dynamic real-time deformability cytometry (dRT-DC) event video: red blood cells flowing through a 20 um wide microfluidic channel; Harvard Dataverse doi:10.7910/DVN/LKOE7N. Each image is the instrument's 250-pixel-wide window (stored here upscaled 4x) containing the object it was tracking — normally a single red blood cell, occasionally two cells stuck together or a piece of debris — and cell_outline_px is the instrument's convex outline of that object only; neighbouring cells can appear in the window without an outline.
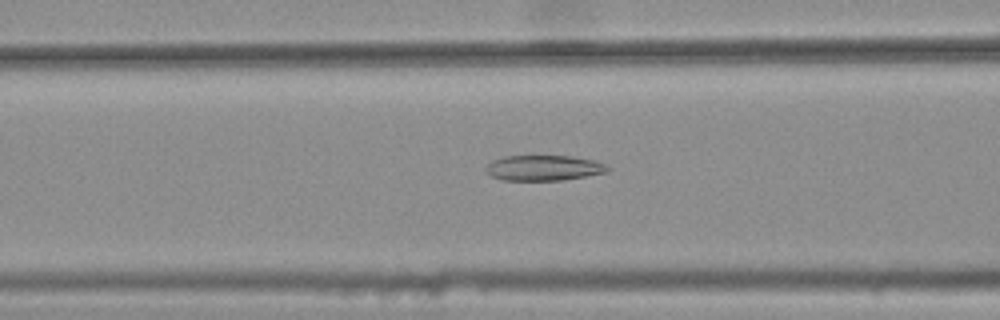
{"species": "common noctule bat (a hibernating species)", "species_latin": "Nyctalus noctula", "temperature_condition": "warm", "stored_images_in_passage": 41, "camera_frame_rate_fps": 3000, "um_per_image_px": 0.085, "animal": {"sex": "female", "body_mass_g": 25.1}, "frame": {"image": 1, "passage_image": 16, "time_ms": 5.0, "image_size_px": [1000, 320], "cell_outline_px": [[612, 168], [608, 172], [564, 180], [500, 180], [492, 176], [484, 168], [492, 160], [504, 156], [572, 156], [596, 160]], "centroid_in_image_um": [46.25, 14.27], "position_along_channel_um": 120.4, "area_um2": 18.15}}
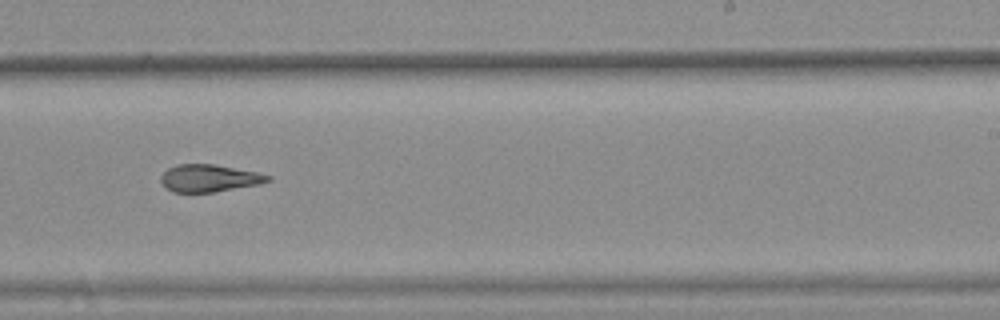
{"frame": {"image": 2, "passage_image": 28, "time_ms": 9.0, "image_size_px": [1000, 320], "cell_outline_px": [[272, 180], [260, 184], [212, 192], [172, 192], [160, 180], [160, 176], [168, 168], [176, 164], [212, 164], [256, 172], [272, 176]], "centroid_in_image_um": [17.78, 15.14], "position_along_channel_um": 271.2, "area_um2": 16.88}}
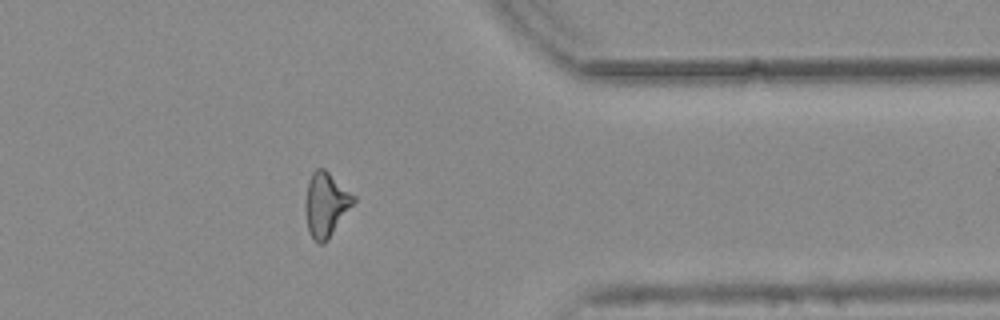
{"frame": {"image": 3, "passage_image": 38, "time_ms": 12.333, "image_size_px": [1000, 320], "cell_outline_px": [[356, 200], [328, 240], [324, 244], [320, 244], [308, 232], [304, 208], [308, 180], [312, 172], [316, 168], [324, 168], [356, 196]], "centroid_in_image_um": [27.69, 17.37], "position_along_channel_um": 383.7, "area_um2": 18.15}, "authors_computed_cell_mechanics": {"area_um2": 18.1492, "velocity_mm_per_s": 3.7742, "shape_relaxation_time_tau1_ms": null, "shape_relaxation_time_tau2_ms": 4.5449, "deformation_change_tau1": null, "deformation_change_tau2": 0.148}}